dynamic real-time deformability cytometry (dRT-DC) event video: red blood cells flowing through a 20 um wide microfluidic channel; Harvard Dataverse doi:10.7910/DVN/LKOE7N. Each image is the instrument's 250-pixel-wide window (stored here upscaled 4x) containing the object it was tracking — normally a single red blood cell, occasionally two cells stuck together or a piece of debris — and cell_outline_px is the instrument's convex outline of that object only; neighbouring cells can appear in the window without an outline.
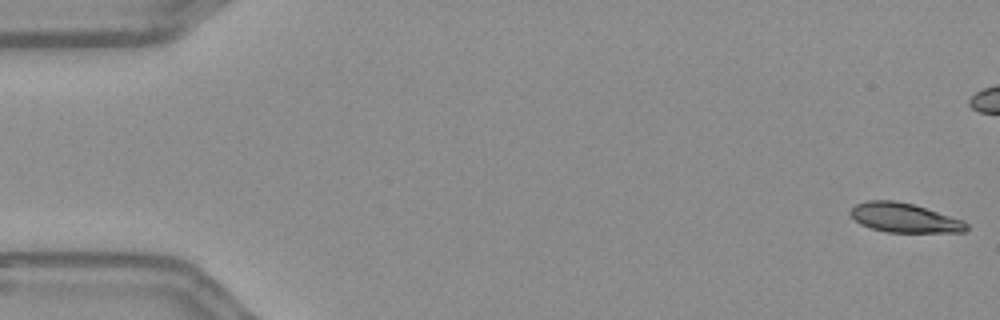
{"species": "Egyptian fruit bat (a non-hibernating species)", "species_latin": "Rousettus aegyptiacus", "temperature_condition": "warm", "stored_images_in_passage": 57, "camera_frame_rate_fps": 3000, "um_per_image_px": 0.085, "frame": {"image": 1, "passage_image": 1, "time_ms": 0.0, "image_size_px": [1000, 320], "cell_outline_px": [[968, 228], [964, 232], [888, 232], [872, 228], [860, 224], [848, 212], [856, 204], [868, 200], [896, 200], [912, 204], [964, 220], [968, 224]], "centroid_in_image_um": [76.87, 18.51], "position_along_channel_um": 8.1, "area_um2": 19.71}}
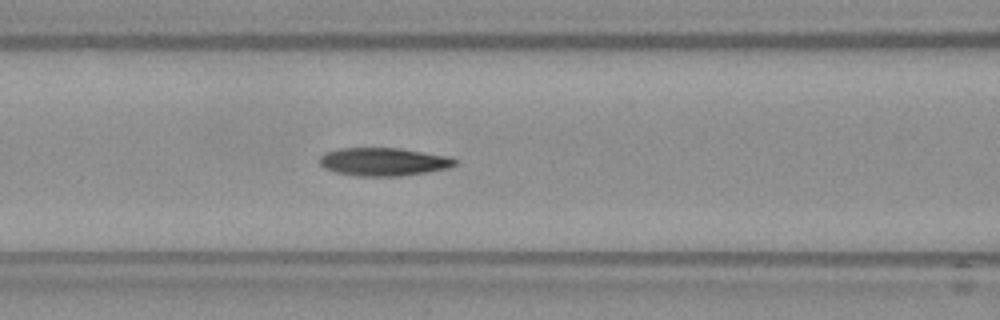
{"frame": {"image": 2, "passage_image": 23, "time_ms": 7.333, "image_size_px": [1000, 320], "cell_outline_px": [[456, 164], [448, 168], [428, 172], [400, 176], [356, 176], [336, 172], [324, 168], [320, 164], [320, 156], [324, 152], [340, 148], [400, 148], [448, 156], [456, 160]], "centroid_in_image_um": [32.58, 13.75], "position_along_channel_um": 134.0, "area_um2": 22.2}}
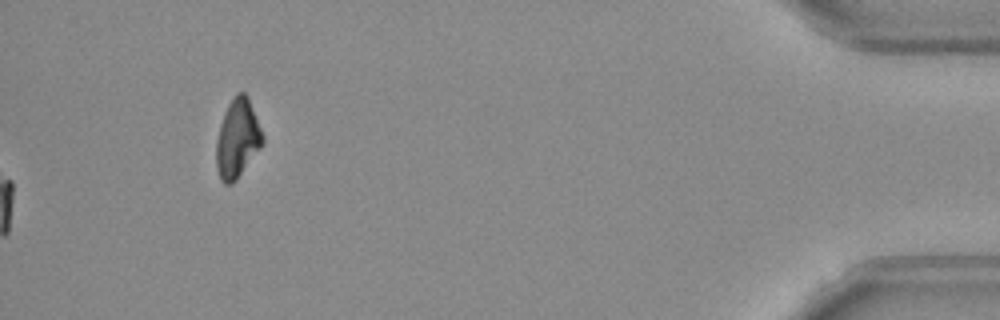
{"frame": {"image": 3, "passage_image": 57, "time_ms": 18.667, "image_size_px": [1000, 320], "cell_outline_px": [[264, 144], [236, 180], [232, 184], [224, 184], [220, 180], [216, 168], [216, 140], [220, 124], [224, 112], [232, 96], [236, 92], [244, 92], [248, 96], [264, 136]], "centroid_in_image_um": [20.18, 11.78], "position_along_channel_um": 415.0, "area_um2": 21.56}, "authors_computed_cell_mechanics": {"area_um2": 21.675, "velocity_mm_per_s": 3.6416, "shape_relaxation_time_tau1_ms": null, "shape_relaxation_time_tau2_ms": 7.3329, "deformation_change_tau1": null, "deformation_change_tau2": 0.1387}}